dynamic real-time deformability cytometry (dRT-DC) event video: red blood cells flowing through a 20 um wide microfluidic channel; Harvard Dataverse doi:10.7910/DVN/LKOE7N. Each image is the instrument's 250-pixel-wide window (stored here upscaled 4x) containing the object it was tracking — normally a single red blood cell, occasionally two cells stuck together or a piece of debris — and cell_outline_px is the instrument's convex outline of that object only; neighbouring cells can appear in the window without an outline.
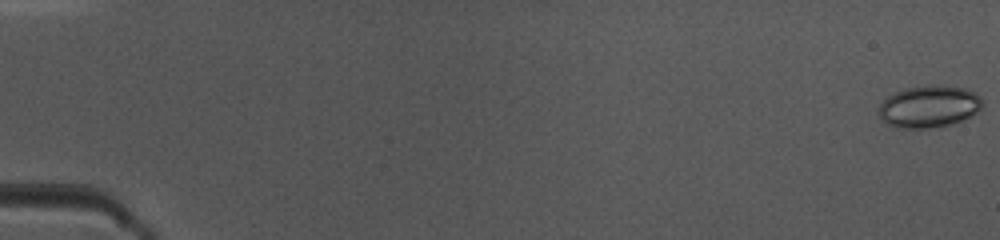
{"species": "common noctule bat (a hibernating species)", "species_latin": "Nyctalus noctula", "temperature_condition": "warm", "stored_images_in_passage": 49, "camera_frame_rate_fps": 3000, "um_per_image_px": 0.085, "animal": {"sex": "female", "body_mass_g": 10.0, "forearm_length_mm": 53.1}, "frame": {"image": 1, "passage_image": 1, "time_ms": 0.0, "image_size_px": [1000, 240], "cell_outline_px": [[984, 104], [976, 112], [960, 120], [948, 124], [928, 128], [900, 128], [888, 124], [880, 116], [880, 104], [888, 96], [904, 88], [968, 88], [980, 96], [984, 100]], "centroid_in_image_um": [78.97, 9.08], "position_along_channel_um": 6.0, "area_um2": 24.28}}
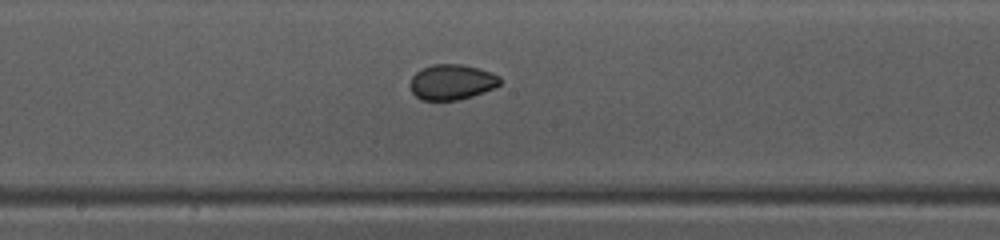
{"frame": {"image": 2, "passage_image": 27, "time_ms": 8.667, "image_size_px": [1000, 240], "cell_outline_px": [[500, 84], [484, 92], [472, 96], [456, 100], [420, 100], [412, 92], [408, 84], [412, 76], [420, 68], [432, 64], [460, 64], [480, 68], [492, 72], [500, 76]], "centroid_in_image_um": [38.37, 6.96], "position_along_channel_um": 209.8, "area_um2": 18.73}}
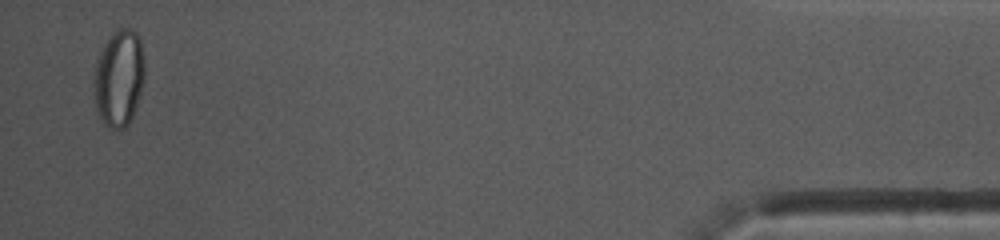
{"frame": {"image": 3, "passage_image": 48, "time_ms": 15.667, "image_size_px": [1000, 240], "cell_outline_px": [[144, 80], [132, 116], [128, 124], [124, 128], [112, 128], [104, 124], [96, 108], [92, 80], [96, 64], [100, 52], [108, 36], [116, 28], [128, 28], [136, 32], [140, 40], [144, 60]], "centroid_in_image_um": [10.09, 6.6], "position_along_channel_um": 425.1, "area_um2": 28.61}, "authors_computed_cell_mechanics": {"area_um2": 20.4612, "velocity_mm_per_s": 4.1376, "shape_relaxation_time_tau1_ms": 7.1298, "shape_relaxation_time_tau2_ms": null, "deformation_change_tau1": 0.1172, "deformation_change_tau2": null}}